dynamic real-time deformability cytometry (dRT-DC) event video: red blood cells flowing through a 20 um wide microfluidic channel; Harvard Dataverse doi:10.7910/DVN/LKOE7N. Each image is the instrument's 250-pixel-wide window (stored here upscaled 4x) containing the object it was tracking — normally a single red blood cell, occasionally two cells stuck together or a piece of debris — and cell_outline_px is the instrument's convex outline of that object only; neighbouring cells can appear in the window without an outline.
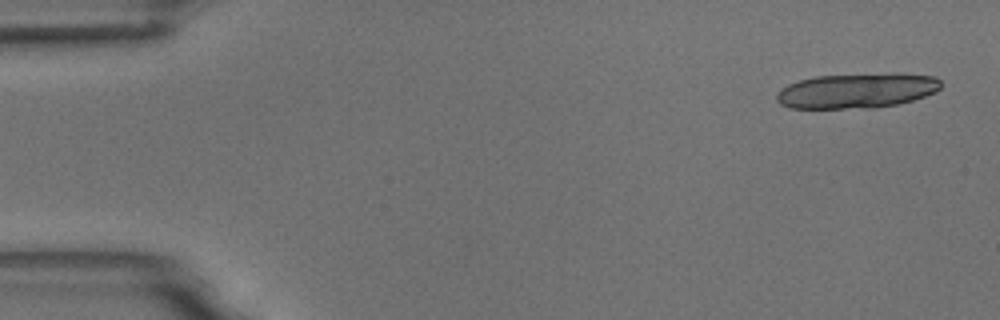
{"species": "common noctule bat (a hibernating species)", "species_latin": "Nyctalus noctula", "temperature_condition": "room temperature", "stored_images_in_passage": 7, "camera_frame_rate_fps": 3000, "um_per_image_px": 0.085, "animal": {"sex": "male", "body_mass_g": 18.8}, "frame": {"image": 1, "passage_image": 1, "time_ms": 0.0, "image_size_px": [1000, 320], "cell_outline_px": [[940, 88], [936, 92], [900, 104], [872, 108], [792, 108], [780, 104], [776, 100], [776, 92], [780, 88], [788, 84], [800, 80], [816, 76], [892, 72], [896, 72], [936, 76], [940, 80]], "centroid_in_image_um": [72.85, 7.69], "position_along_channel_um": 12.2, "area_um2": 34.04}}